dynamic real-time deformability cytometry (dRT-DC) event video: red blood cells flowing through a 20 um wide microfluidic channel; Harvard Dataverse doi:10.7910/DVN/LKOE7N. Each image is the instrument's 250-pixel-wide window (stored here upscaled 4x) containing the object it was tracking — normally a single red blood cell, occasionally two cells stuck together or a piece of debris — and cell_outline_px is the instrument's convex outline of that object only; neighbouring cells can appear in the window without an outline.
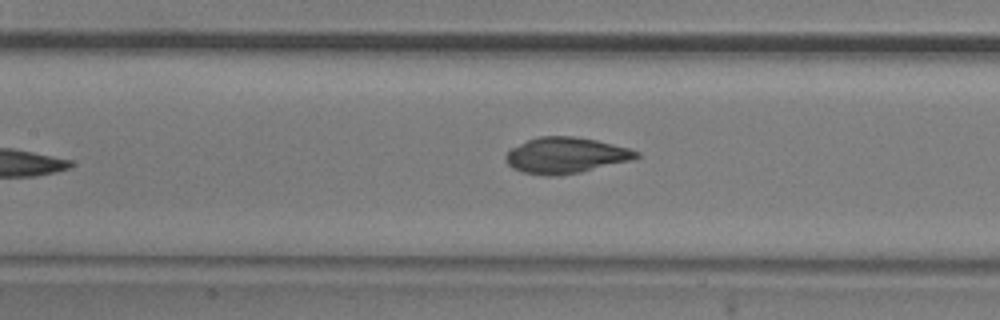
{"species": "common noctule bat (a hibernating species)", "species_latin": "Nyctalus noctula", "temperature_condition": "room temperature", "stored_images_in_passage": 8, "camera_frame_rate_fps": 3000, "um_per_image_px": 0.085, "animal": {"sex": "male", "body_mass_g": 20.5, "forearm_length_mm": 52.5}, "frame": {"image": 1, "passage_image": 7, "time_ms": 2.0, "image_size_px": [1000, 320], "cell_outline_px": [[640, 156], [628, 160], [580, 172], [556, 176], [544, 176], [524, 172], [512, 168], [504, 160], [504, 156], [512, 148], [528, 140], [540, 136], [572, 136], [596, 140], [628, 148], [640, 152]], "centroid_in_image_um": [48.04, 13.21], "position_along_channel_um": 159.4, "area_um2": 26.99}}
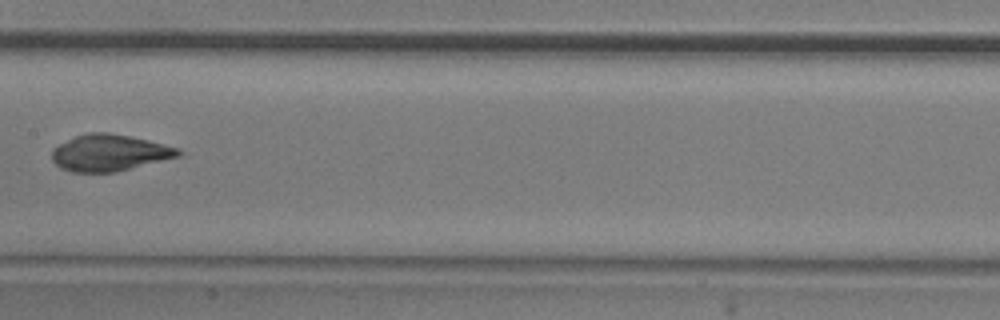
{"frame": {"image": 2, "passage_image": 8, "time_ms": 2.333, "image_size_px": [1000, 320], "cell_outline_px": [[184, 156], [116, 172], [72, 172], [60, 168], [52, 160], [52, 148], [76, 136], [88, 132], [108, 132], [148, 140], [180, 148], [184, 152]], "centroid_in_image_um": [9.37, 13.0], "position_along_channel_um": 198.0, "area_um2": 27.22}}